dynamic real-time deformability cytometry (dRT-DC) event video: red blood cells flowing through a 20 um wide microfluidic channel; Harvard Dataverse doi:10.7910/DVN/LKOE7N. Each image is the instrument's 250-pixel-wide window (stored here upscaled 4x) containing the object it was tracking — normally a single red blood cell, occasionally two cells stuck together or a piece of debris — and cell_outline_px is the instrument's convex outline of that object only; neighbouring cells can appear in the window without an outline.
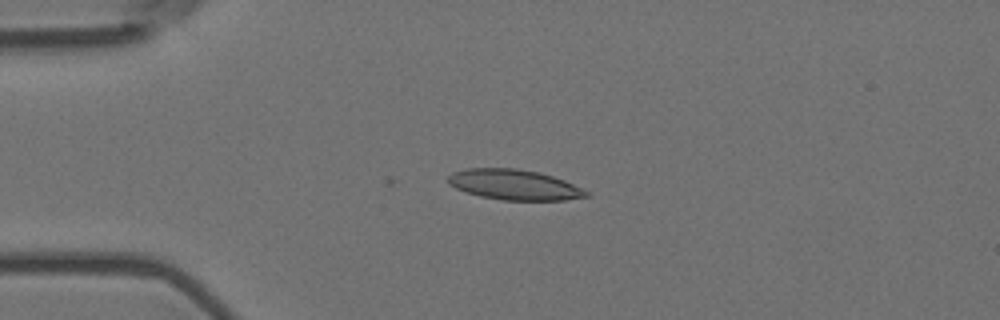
{"species": "Egyptian fruit bat (a non-hibernating species)", "species_latin": "Rousettus aegyptiacus", "temperature_condition": "room temperature", "stored_images_in_passage": 4, "camera_frame_rate_fps": 3000, "um_per_image_px": 0.085, "animal": {"sex": "female"}, "frame": {"image": 1, "passage_image": 2, "time_ms": 0.333, "image_size_px": [1000, 320], "cell_outline_px": [[592, 196], [564, 200], [500, 200], [480, 196], [456, 188], [448, 184], [448, 176], [452, 172], [468, 168], [516, 168], [536, 172], [552, 176], [564, 180], [592, 192]], "centroid_in_image_um": [43.75, 15.71], "position_along_channel_um": 41.2, "area_um2": 24.51}}
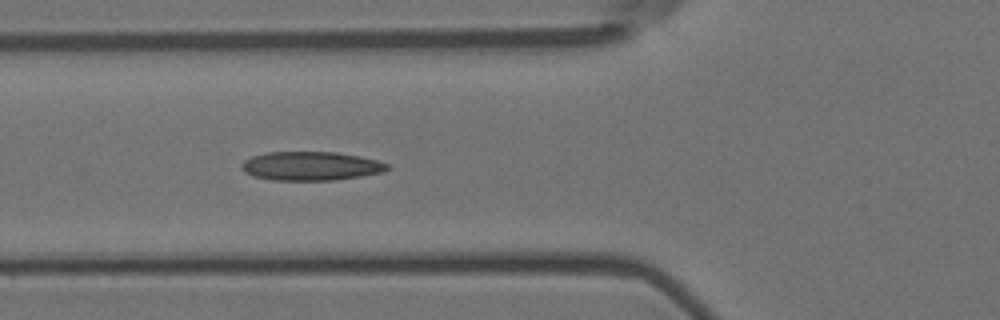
{"frame": {"image": 2, "passage_image": 4, "time_ms": 1.0, "image_size_px": [1000, 320], "cell_outline_px": [[388, 168], [380, 172], [360, 176], [336, 180], [272, 180], [252, 176], [244, 172], [240, 168], [240, 164], [244, 160], [252, 156], [264, 152], [336, 152], [360, 156], [376, 160], [388, 164]], "centroid_in_image_um": [26.34, 14.11], "position_along_channel_um": 99.5, "area_um2": 24.51}}